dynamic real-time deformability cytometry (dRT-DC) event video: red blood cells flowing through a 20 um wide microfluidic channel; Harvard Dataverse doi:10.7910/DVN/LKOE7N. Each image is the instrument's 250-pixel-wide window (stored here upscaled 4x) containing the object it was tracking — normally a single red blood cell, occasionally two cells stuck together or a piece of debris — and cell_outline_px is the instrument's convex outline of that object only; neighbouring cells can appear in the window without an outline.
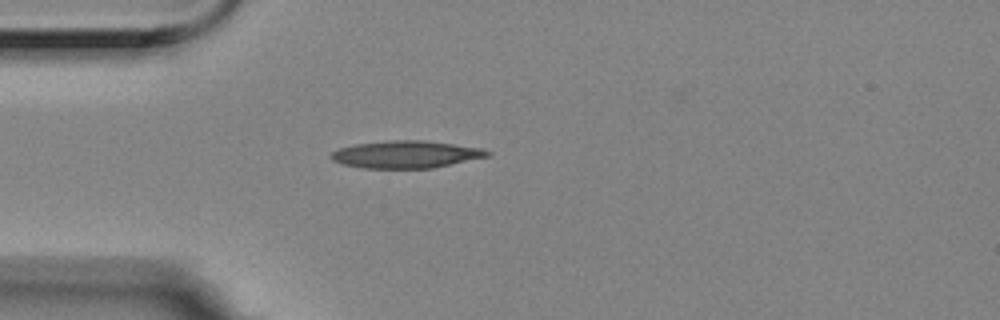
{"species": "Egyptian fruit bat (a non-hibernating species)", "species_latin": "Rousettus aegyptiacus", "temperature_condition": "room temperature", "stored_images_in_passage": 4, "camera_frame_rate_fps": 3000, "um_per_image_px": 0.085, "animal": {"sex": "female"}, "frame": {"image": 1, "passage_image": 2, "time_ms": 0.333, "image_size_px": [1000, 320], "cell_outline_px": [[492, 156], [432, 168], [364, 168], [344, 164], [332, 160], [332, 152], [340, 148], [356, 144], [388, 140], [424, 140], [480, 148], [492, 152]], "centroid_in_image_um": [34.56, 13.12], "position_along_channel_um": 50.4, "area_um2": 24.74}}
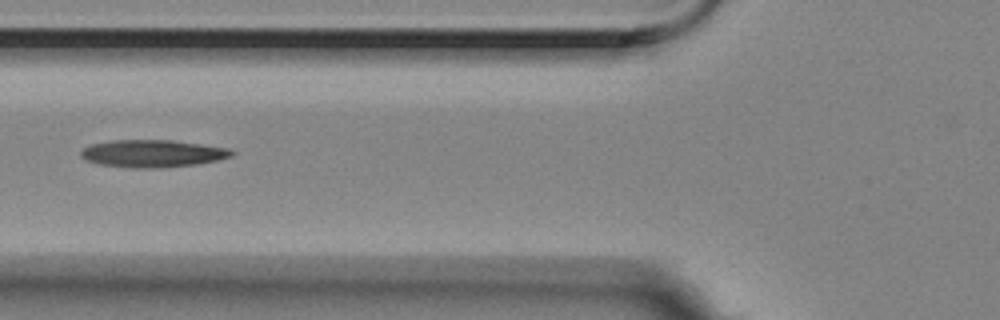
{"frame": {"image": 2, "passage_image": 4, "time_ms": 1.0, "image_size_px": [1000, 320], "cell_outline_px": [[236, 152], [232, 156], [220, 160], [196, 164], [160, 168], [132, 168], [100, 164], [84, 160], [80, 156], [80, 152], [84, 148], [92, 144], [112, 140], [172, 140], [228, 148]], "centroid_in_image_um": [12.98, 13.05], "position_along_channel_um": 112.8, "area_um2": 24.16}}